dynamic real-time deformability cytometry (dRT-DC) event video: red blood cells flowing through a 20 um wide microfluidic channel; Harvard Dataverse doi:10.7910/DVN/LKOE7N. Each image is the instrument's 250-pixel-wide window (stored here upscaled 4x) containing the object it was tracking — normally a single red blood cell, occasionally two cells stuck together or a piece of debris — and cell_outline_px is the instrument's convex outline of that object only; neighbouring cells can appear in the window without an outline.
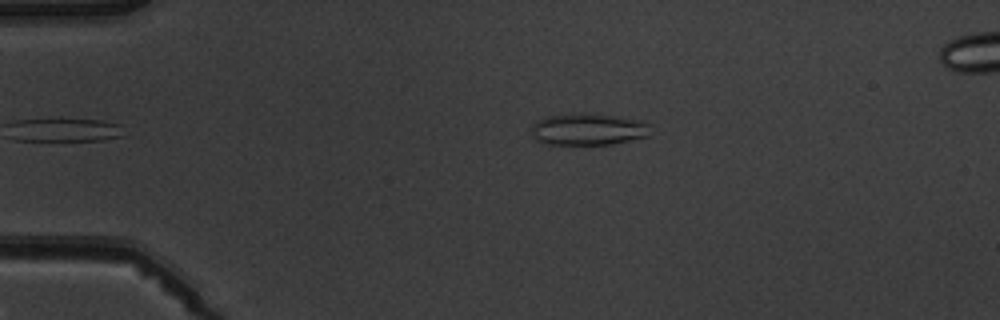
{"species": "common noctule bat (a hibernating species)", "species_latin": "Nyctalus noctula", "temperature_condition": "warm", "stored_images_in_passage": 5, "camera_frame_rate_fps": 3000, "um_per_image_px": 0.085, "animal": {"sex": "male", "body_mass_g": 19.5, "forearm_length_mm": 54.6}, "frame": {"image": 1, "passage_image": 5, "time_ms": 4.667, "image_size_px": [1000, 320], "cell_outline_px": [[648, 136], [612, 144], [548, 144], [536, 140], [532, 136], [532, 124], [536, 120], [548, 116], [612, 116], [640, 120], [648, 124]], "centroid_in_image_um": [49.96, 11.04], "position_along_channel_um": 35.0, "area_um2": 20.98}}